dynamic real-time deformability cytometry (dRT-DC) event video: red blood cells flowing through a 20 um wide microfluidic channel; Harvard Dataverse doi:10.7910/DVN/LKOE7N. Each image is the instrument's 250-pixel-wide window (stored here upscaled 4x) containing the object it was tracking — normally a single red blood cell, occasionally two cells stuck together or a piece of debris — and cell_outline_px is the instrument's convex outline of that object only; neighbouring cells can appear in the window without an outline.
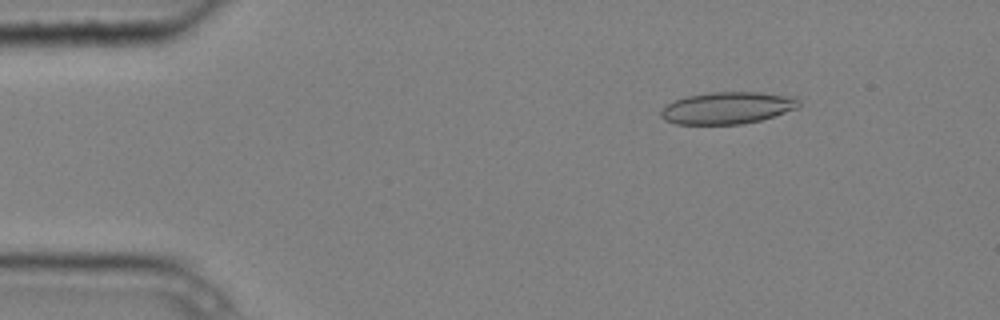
{"species": "common noctule bat (a hibernating species)", "species_latin": "Nyctalus noctula", "temperature_condition": "cold", "stored_images_in_passage": 4, "camera_frame_rate_fps": 3000, "um_per_image_px": 0.085, "animal": {"sex": "male", "body_mass_g": 20.4}, "frame": {"image": 1, "passage_image": 2, "time_ms": 0.333, "image_size_px": [1000, 320], "cell_outline_px": [[800, 108], [760, 120], [744, 124], [676, 124], [664, 120], [660, 116], [660, 108], [676, 100], [688, 96], [712, 92], [760, 92], [796, 96], [800, 100]], "centroid_in_image_um": [61.87, 9.17], "position_along_channel_um": 23.1, "area_um2": 25.95}}